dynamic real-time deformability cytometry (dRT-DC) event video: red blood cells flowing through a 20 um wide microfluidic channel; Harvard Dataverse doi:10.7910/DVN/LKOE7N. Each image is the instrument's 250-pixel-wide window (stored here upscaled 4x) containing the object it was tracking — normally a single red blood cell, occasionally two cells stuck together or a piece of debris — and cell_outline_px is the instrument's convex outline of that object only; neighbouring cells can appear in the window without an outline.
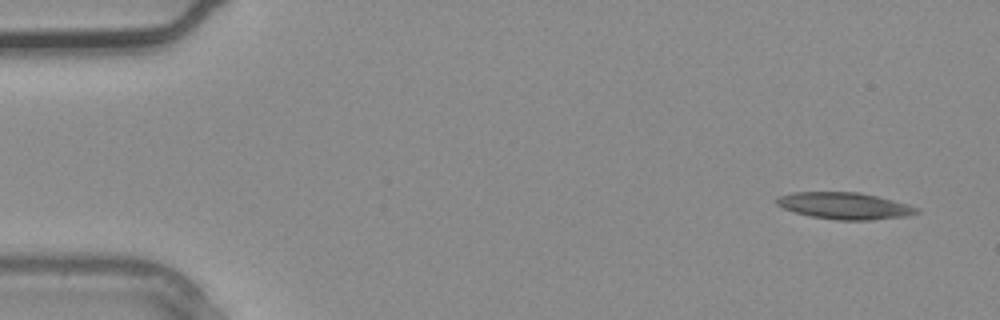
{"species": "common noctule bat (a hibernating species)", "species_latin": "Nyctalus noctula", "temperature_condition": "warm", "stored_images_in_passage": 3, "camera_frame_rate_fps": 3000, "um_per_image_px": 0.085, "animal": {"sex": "male", "body_mass_g": 20.4}, "frame": {"image": 1, "passage_image": 1, "time_ms": 0.0, "image_size_px": [1000, 320], "cell_outline_px": [[920, 212], [908, 216], [872, 220], [836, 220], [808, 216], [792, 212], [776, 204], [776, 196], [792, 192], [860, 192], [908, 204], [920, 208]], "centroid_in_image_um": [71.77, 17.5], "position_along_channel_um": 13.2, "area_um2": 22.08}}
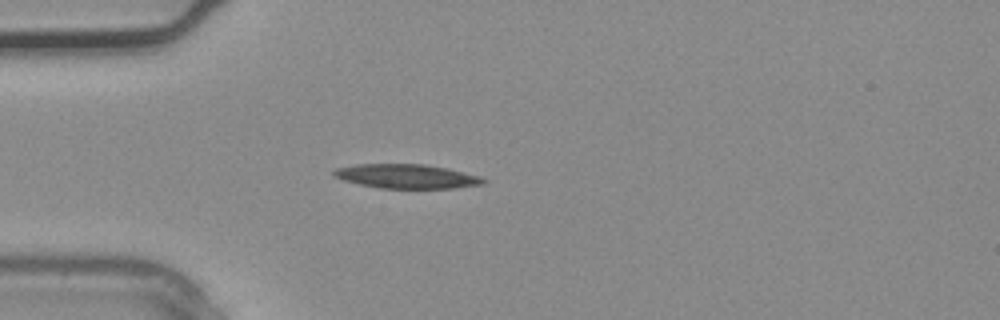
{"frame": {"image": 2, "passage_image": 3, "time_ms": 0.667, "image_size_px": [1000, 320], "cell_outline_px": [[488, 180], [484, 184], [456, 188], [380, 188], [360, 184], [344, 180], [332, 176], [332, 172], [336, 168], [356, 164], [424, 164], [448, 168], [480, 176]], "centroid_in_image_um": [34.59, 14.98], "position_along_channel_um": 50.4, "area_um2": 21.15}}